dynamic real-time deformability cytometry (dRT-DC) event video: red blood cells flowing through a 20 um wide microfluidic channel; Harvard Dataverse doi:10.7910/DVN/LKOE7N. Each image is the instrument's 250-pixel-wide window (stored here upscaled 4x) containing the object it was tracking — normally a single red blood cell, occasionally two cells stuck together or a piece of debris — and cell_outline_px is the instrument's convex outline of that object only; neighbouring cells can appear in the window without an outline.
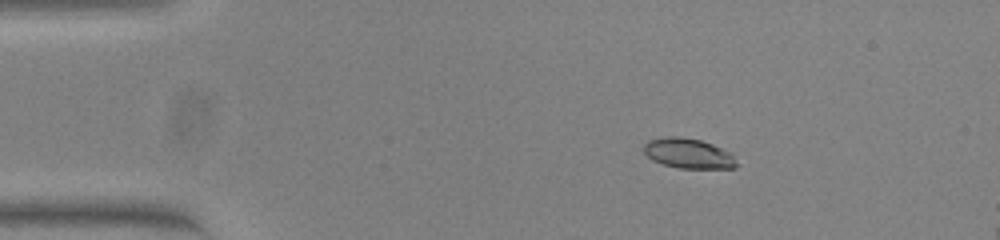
{"species": "common noctule bat (a hibernating species)", "species_latin": "Nyctalus noctula", "temperature_condition": "warm", "stored_images_in_passage": 12, "camera_frame_rate_fps": 3000, "um_per_image_px": 0.085, "animal": {"sex": "female", "body_mass_g": 23.0, "forearm_length_mm": 53.4}, "frame": {"image": 1, "passage_image": 4, "time_ms": 1.0, "image_size_px": [1000, 240], "cell_outline_px": [[740, 164], [736, 168], [680, 168], [664, 164], [652, 160], [644, 152], [644, 144], [648, 140], [668, 136], [676, 136], [700, 140], [712, 144], [732, 152]], "centroid_in_image_um": [58.57, 13.04], "position_along_channel_um": 26.4, "area_um2": 16.36}}